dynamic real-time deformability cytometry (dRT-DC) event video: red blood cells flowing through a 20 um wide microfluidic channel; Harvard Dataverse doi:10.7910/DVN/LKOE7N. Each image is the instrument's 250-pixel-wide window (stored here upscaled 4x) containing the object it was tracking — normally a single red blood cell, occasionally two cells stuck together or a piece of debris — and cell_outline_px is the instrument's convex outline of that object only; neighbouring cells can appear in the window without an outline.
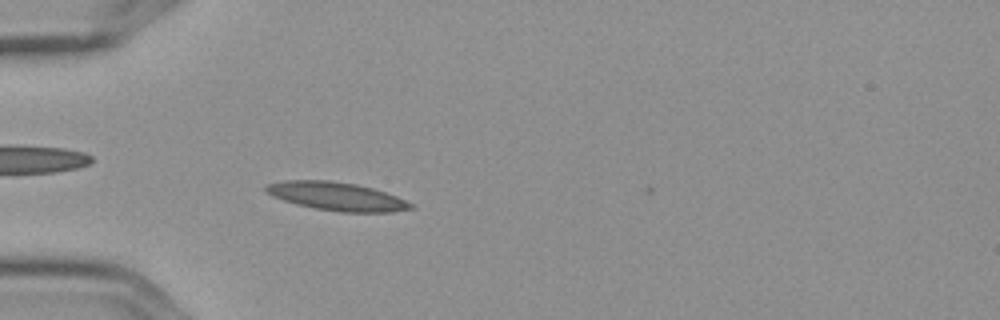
{"species": "Egyptian fruit bat (a non-hibernating species)", "species_latin": "Rousettus aegyptiacus", "temperature_condition": "cold", "stored_images_in_passage": 5, "camera_frame_rate_fps": 3000, "um_per_image_px": 0.085, "frame": {"image": 1, "passage_image": 5, "time_ms": 1.333, "image_size_px": [1000, 320], "cell_outline_px": [[416, 208], [392, 212], [340, 212], [316, 208], [296, 204], [272, 196], [264, 192], [264, 188], [268, 184], [284, 180], [328, 180], [356, 184], [372, 188], [396, 196], [416, 204]], "centroid_in_image_um": [28.65, 16.69], "position_along_channel_um": 56.4, "area_um2": 23.99}}